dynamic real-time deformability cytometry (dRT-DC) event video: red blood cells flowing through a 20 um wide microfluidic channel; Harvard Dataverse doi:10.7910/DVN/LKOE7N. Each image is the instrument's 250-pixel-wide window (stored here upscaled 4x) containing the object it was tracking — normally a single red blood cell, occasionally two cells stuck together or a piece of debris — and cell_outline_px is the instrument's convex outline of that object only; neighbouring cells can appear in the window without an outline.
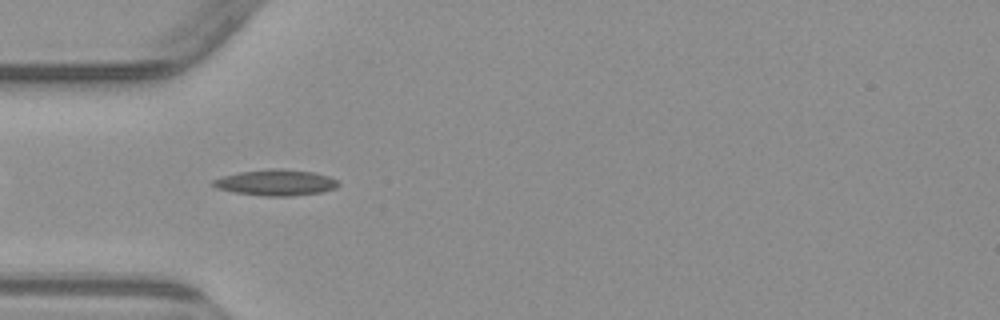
{"species": "common noctule bat (a hibernating species)", "species_latin": "Nyctalus noctula", "temperature_condition": "warm", "stored_images_in_passage": 5, "camera_frame_rate_fps": 3000, "um_per_image_px": 0.085, "animal": {"sex": "male", "body_mass_g": 23.1, "forearm_length_mm": 52.7}, "frame": {"image": 1, "passage_image": 3, "time_ms": 2.333, "image_size_px": [1000, 320], "cell_outline_px": [[340, 184], [336, 188], [320, 192], [292, 196], [264, 196], [232, 192], [216, 188], [212, 184], [212, 180], [224, 176], [240, 172], [268, 168], [284, 168], [312, 172], [328, 176], [336, 180]], "centroid_in_image_um": [23.43, 15.51], "position_along_channel_um": 61.6, "area_um2": 19.02}}
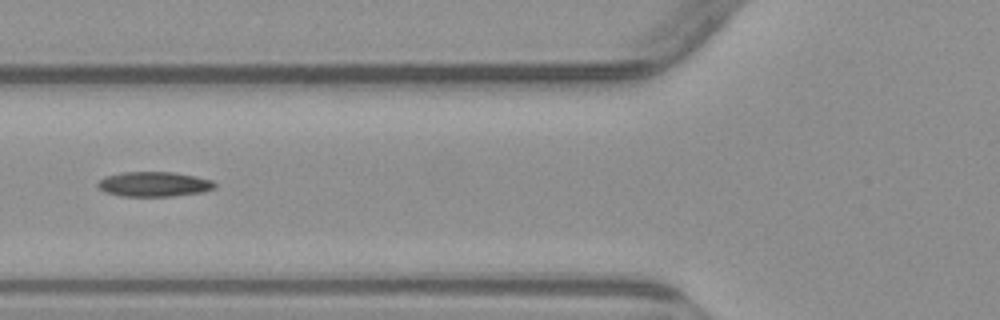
{"frame": {"image": 2, "passage_image": 4, "time_ms": 3.667, "image_size_px": [1000, 320], "cell_outline_px": [[216, 188], [204, 192], [172, 196], [120, 196], [104, 192], [96, 184], [104, 176], [124, 172], [172, 172], [196, 176], [212, 180], [216, 184]], "centroid_in_image_um": [13.1, 15.65], "position_along_channel_um": 112.7, "area_um2": 17.05}}
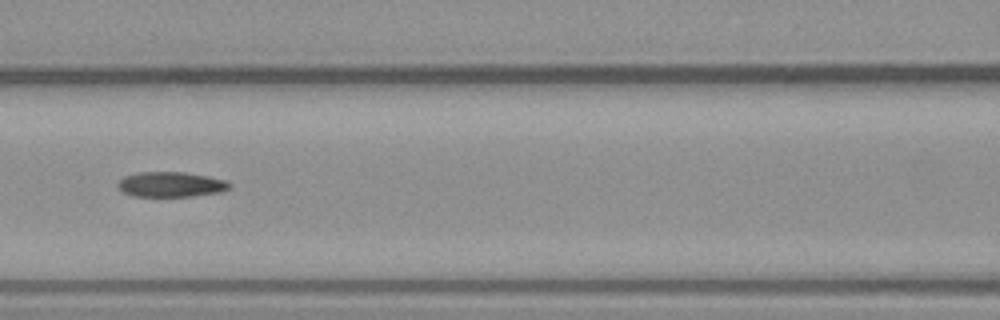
{"frame": {"image": 3, "passage_image": 5, "time_ms": 4.667, "image_size_px": [1000, 320], "cell_outline_px": [[232, 188], [220, 192], [192, 196], [132, 196], [124, 192], [116, 184], [124, 176], [136, 172], [184, 172], [208, 176], [228, 180], [232, 184]], "centroid_in_image_um": [14.57, 15.67], "position_along_channel_um": 152.0, "area_um2": 16.47}}